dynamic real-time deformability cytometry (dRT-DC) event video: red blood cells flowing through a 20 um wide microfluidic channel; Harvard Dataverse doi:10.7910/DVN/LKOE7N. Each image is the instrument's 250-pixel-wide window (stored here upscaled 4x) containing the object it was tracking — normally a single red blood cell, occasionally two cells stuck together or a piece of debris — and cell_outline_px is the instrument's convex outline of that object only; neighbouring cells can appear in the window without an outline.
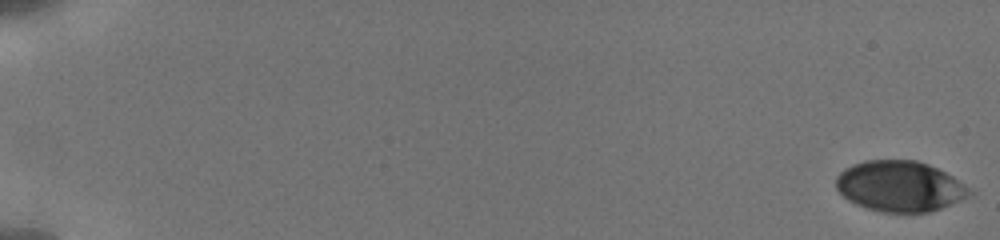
{"species": "human", "species_latin": "Homo sapiens", "temperature_condition": "cold", "stored_images_in_passage": 15, "camera_frame_rate_fps": 3000, "um_per_image_px": 0.085, "donor": {"sex": "male"}, "frame": {"image": 1, "passage_image": 1, "time_ms": 0.0, "image_size_px": [1000, 240], "cell_outline_px": [[972, 192], [968, 196], [960, 200], [940, 208], [928, 212], [880, 212], [856, 204], [848, 200], [836, 188], [836, 176], [844, 168], [852, 164], [864, 160], [916, 160], [928, 164], [952, 176], [968, 188]], "centroid_in_image_um": [76.43, 15.82], "position_along_channel_um": 8.6, "area_um2": 39.07}}
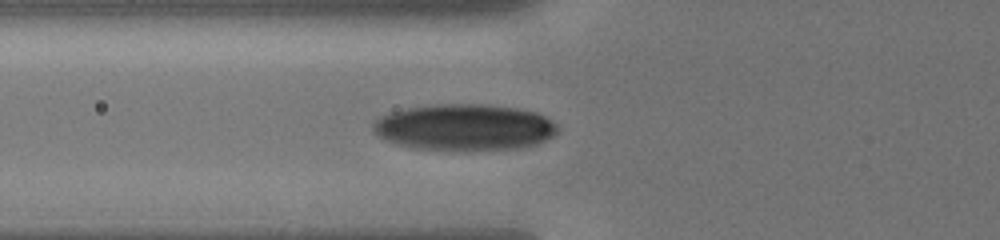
{"frame": {"image": 2, "passage_image": 13, "time_ms": 7.333, "image_size_px": [1000, 240], "cell_outline_px": [[556, 136], [520, 148], [468, 152], [412, 148], [396, 144], [384, 140], [372, 128], [372, 124], [376, 120], [392, 112], [412, 108], [444, 104], [480, 104], [520, 108], [536, 112], [552, 120], [556, 124]], "centroid_in_image_um": [39.51, 10.85], "position_along_channel_um": 86.3, "area_um2": 50.11}}
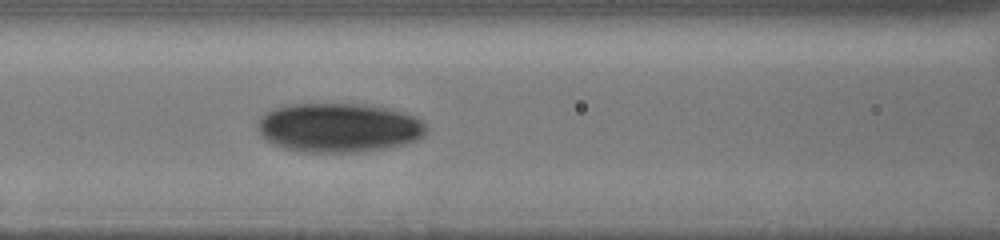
{"frame": {"image": 3, "passage_image": 15, "time_ms": 8.667, "image_size_px": [1000, 240], "cell_outline_px": [[428, 128], [424, 136], [416, 140], [404, 144], [384, 148], [356, 152], [300, 152], [284, 148], [272, 144], [264, 140], [260, 136], [256, 128], [256, 120], [264, 112], [272, 108], [288, 104], [372, 104], [388, 108], [416, 116], [424, 120]], "centroid_in_image_um": [28.75, 10.84], "position_along_channel_um": 137.8, "area_um2": 49.3}}